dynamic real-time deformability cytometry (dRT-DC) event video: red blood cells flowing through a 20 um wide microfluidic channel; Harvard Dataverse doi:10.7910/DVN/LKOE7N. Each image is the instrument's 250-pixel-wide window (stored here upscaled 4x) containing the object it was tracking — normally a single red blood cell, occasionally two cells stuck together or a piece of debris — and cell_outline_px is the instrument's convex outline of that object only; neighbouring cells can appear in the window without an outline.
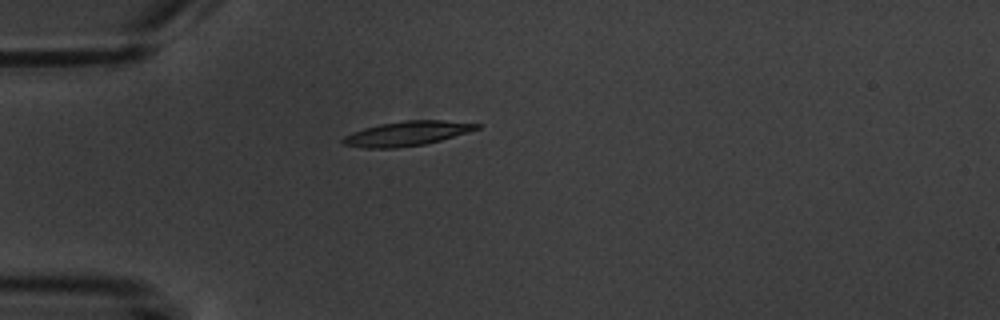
{"species": "common noctule bat (a hibernating species)", "species_latin": "Nyctalus noctula", "temperature_condition": "warm", "stored_images_in_passage": 1, "camera_frame_rate_fps": 3000, "um_per_image_px": 0.085, "animal": {"sex": "male", "body_mass_g": 20.1, "forearm_length_mm": 53.5}, "frame": {"image": 1, "passage_image": 1, "time_ms": 0.0, "image_size_px": [1000, 320], "cell_outline_px": [[480, 128], [468, 132], [440, 140], [424, 144], [396, 148], [364, 148], [344, 144], [340, 140], [344, 136], [352, 132], [364, 128], [380, 124], [404, 120], [444, 120], [480, 124]], "centroid_in_image_um": [34.56, 11.34], "position_along_channel_um": 50.4, "area_um2": 19.02}}